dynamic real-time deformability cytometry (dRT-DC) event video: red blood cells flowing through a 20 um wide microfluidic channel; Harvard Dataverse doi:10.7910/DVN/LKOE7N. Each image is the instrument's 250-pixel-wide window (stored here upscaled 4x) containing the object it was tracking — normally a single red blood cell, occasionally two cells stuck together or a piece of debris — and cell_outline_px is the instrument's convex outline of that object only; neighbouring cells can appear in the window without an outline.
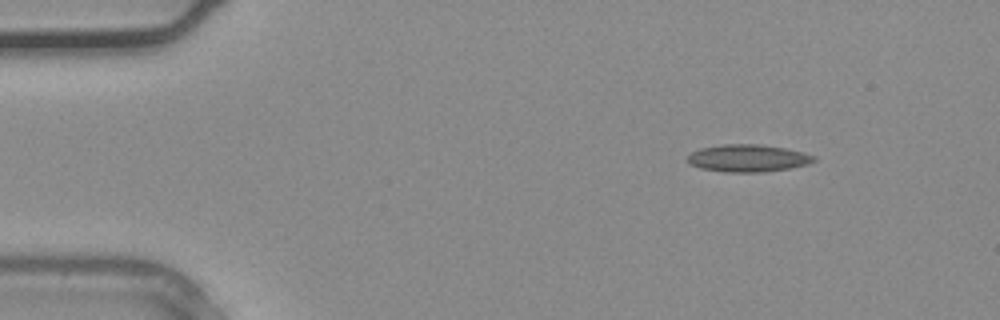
{"species": "common noctule bat (a hibernating species)", "species_latin": "Nyctalus noctula", "temperature_condition": "warm", "stored_images_in_passage": 33, "camera_frame_rate_fps": 3000, "um_per_image_px": 0.085, "animal": {"sex": "male", "body_mass_g": 20.4}, "frame": {"image": 1, "passage_image": 1, "time_ms": 0.0, "image_size_px": [1000, 320], "cell_outline_px": [[816, 160], [808, 164], [792, 168], [764, 172], [724, 172], [700, 168], [688, 164], [688, 156], [692, 152], [700, 148], [724, 144], [760, 144], [784, 148], [804, 152], [816, 156]], "centroid_in_image_um": [63.59, 13.45], "position_along_channel_um": 21.4, "area_um2": 20.29}}
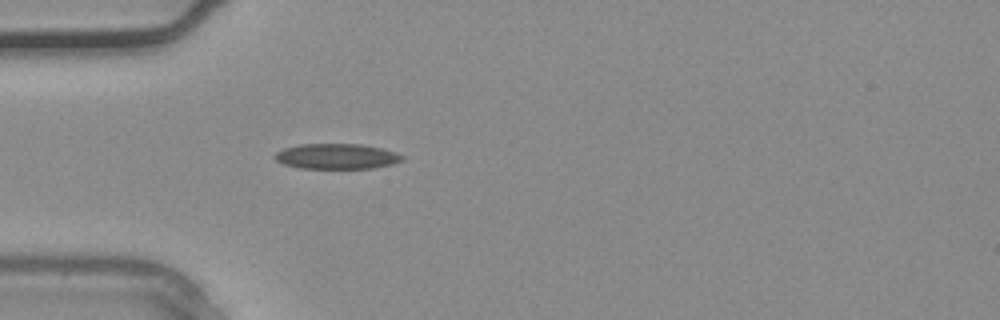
{"frame": {"image": 2, "passage_image": 7, "time_ms": 2.0, "image_size_px": [1000, 320], "cell_outline_px": [[404, 160], [392, 164], [372, 168], [300, 168], [284, 164], [276, 160], [272, 156], [276, 152], [284, 148], [300, 144], [360, 144], [380, 148], [396, 152], [404, 156]], "centroid_in_image_um": [28.61, 13.29], "position_along_channel_um": 56.4, "area_um2": 18.79}}
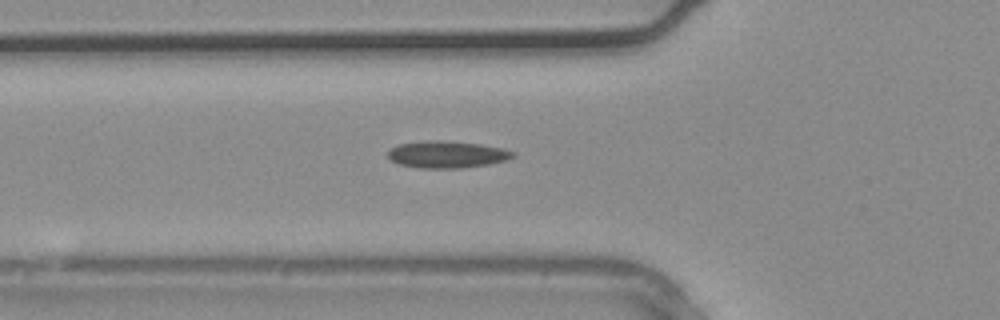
{"frame": {"image": 3, "passage_image": 9, "time_ms": 2.667, "image_size_px": [1000, 320], "cell_outline_px": [[516, 156], [508, 160], [488, 164], [460, 168], [420, 168], [400, 164], [392, 160], [388, 156], [388, 152], [392, 148], [400, 144], [424, 140], [440, 140], [480, 144], [504, 148], [516, 152]], "centroid_in_image_um": [38.05, 13.12], "position_along_channel_um": 87.7, "area_um2": 19.65}}